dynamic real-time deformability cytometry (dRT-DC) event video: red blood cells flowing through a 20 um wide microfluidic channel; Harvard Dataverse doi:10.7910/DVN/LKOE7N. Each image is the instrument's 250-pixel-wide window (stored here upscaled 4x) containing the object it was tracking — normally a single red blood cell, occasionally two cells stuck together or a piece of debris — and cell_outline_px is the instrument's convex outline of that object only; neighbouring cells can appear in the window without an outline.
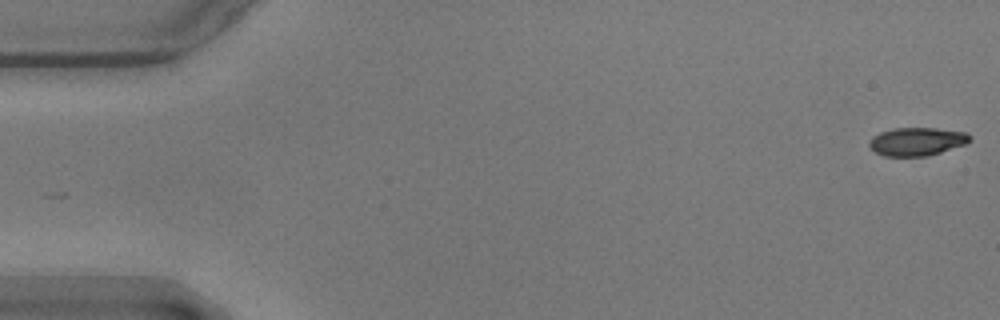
{"species": "common noctule bat (a hibernating species)", "species_latin": "Nyctalus noctula", "temperature_condition": "warm", "stored_images_in_passage": 9, "camera_frame_rate_fps": 3000, "um_per_image_px": 0.085, "animal": {"sex": "male", "body_mass_g": 17.9}, "frame": {"image": 1, "passage_image": 1, "time_ms": 0.0, "image_size_px": [1000, 320], "cell_outline_px": [[972, 140], [964, 144], [928, 156], [884, 156], [876, 152], [868, 144], [872, 136], [880, 132], [892, 128], [936, 128], [968, 132], [972, 136]], "centroid_in_image_um": [77.95, 12.01], "position_along_channel_um": 7.0, "area_um2": 16.59}}